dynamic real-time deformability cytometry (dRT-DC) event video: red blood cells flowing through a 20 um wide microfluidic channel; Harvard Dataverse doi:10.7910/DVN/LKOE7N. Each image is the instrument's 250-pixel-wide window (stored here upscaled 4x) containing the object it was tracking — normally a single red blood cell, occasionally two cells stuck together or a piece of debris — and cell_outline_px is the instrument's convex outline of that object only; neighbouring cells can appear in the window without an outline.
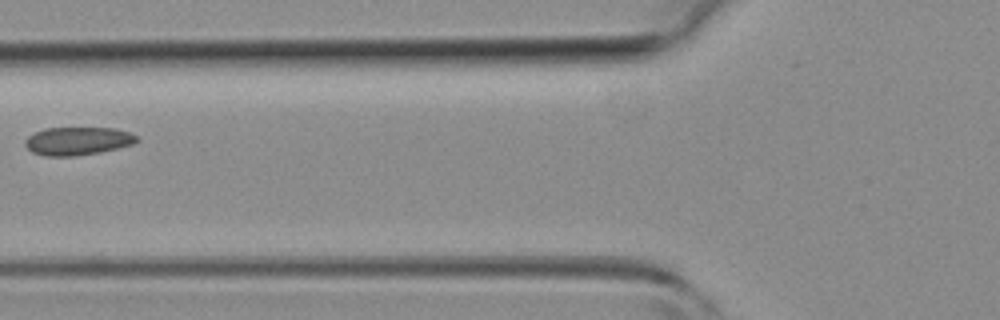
{"species": "common noctule bat (a hibernating species)", "species_latin": "Nyctalus noctula", "temperature_condition": "room temperature", "stored_images_in_passage": 3, "camera_frame_rate_fps": 3000, "um_per_image_px": 0.085, "animal": {"sex": "female", "body_mass_g": 19.3, "forearm_length_mm": 54.1}, "frame": {"image": 1, "passage_image": 3, "time_ms": 2.333, "image_size_px": [1000, 320], "cell_outline_px": [[140, 140], [132, 144], [100, 152], [76, 156], [44, 156], [32, 152], [24, 144], [24, 140], [32, 132], [44, 128], [116, 128], [140, 136]], "centroid_in_image_um": [6.59, 11.98], "position_along_channel_um": 119.2, "area_um2": 18.5}}